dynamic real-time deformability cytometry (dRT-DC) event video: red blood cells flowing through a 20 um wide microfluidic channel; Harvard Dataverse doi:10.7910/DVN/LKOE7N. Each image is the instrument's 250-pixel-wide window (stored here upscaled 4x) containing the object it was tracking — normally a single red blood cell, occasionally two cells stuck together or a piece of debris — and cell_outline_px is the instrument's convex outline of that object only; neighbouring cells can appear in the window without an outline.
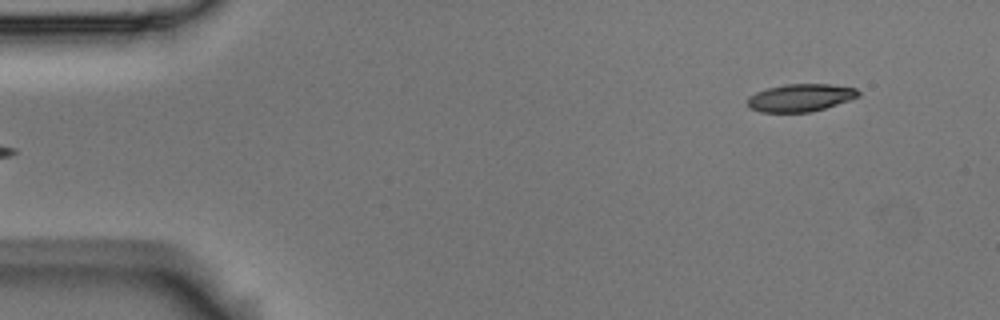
{"species": "Egyptian fruit bat (a non-hibernating species)", "species_latin": "Rousettus aegyptiacus", "temperature_condition": "room temperature", "stored_images_in_passage": 5, "segment_of_instrument_passage": [2, 2], "camera_frame_rate_fps": 3000, "um_per_image_px": 0.085, "animal": {"sex": "male"}, "frame": {"image": 1, "passage_image": 5, "time_ms": 1.333, "image_size_px": [1000, 320], "cell_outline_px": [[860, 96], [824, 108], [808, 112], [760, 112], [748, 108], [748, 96], [756, 92], [768, 88], [784, 84], [828, 84], [856, 88], [860, 92]], "centroid_in_image_um": [68.01, 8.3], "position_along_channel_um": 17.0, "area_um2": 17.74}}